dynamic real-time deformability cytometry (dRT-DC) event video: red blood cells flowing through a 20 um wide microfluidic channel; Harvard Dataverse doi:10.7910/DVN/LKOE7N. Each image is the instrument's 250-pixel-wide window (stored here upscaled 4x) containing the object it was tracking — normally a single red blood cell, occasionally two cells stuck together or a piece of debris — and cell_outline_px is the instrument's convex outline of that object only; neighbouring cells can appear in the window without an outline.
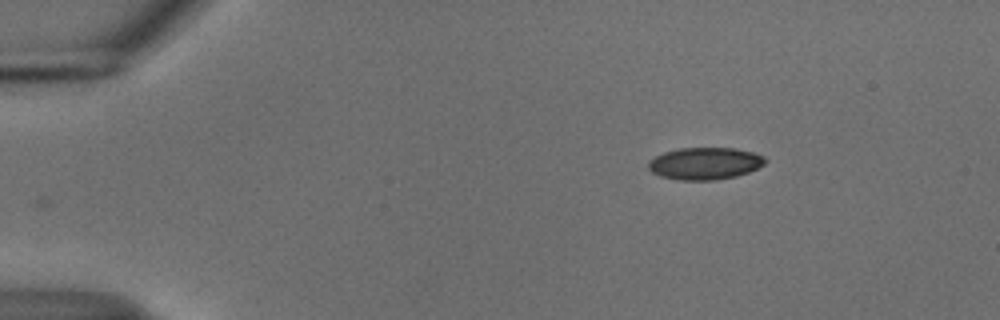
{"species": "common noctule bat (a hibernating species)", "species_latin": "Nyctalus noctula", "temperature_condition": "cold", "stored_images_in_passage": 47, "camera_frame_rate_fps": 3000, "um_per_image_px": 0.085, "animal": {"sex": "male", "body_mass_g": 18.8}, "frame": {"image": 1, "passage_image": 1, "time_ms": 0.0, "image_size_px": [1000, 320], "cell_outline_px": [[768, 160], [764, 164], [748, 172], [736, 176], [716, 180], [680, 180], [660, 176], [652, 172], [648, 168], [648, 160], [664, 152], [680, 148], [736, 148], [752, 152], [764, 156]], "centroid_in_image_um": [59.91, 13.89], "position_along_channel_um": 25.1, "area_um2": 21.91}}
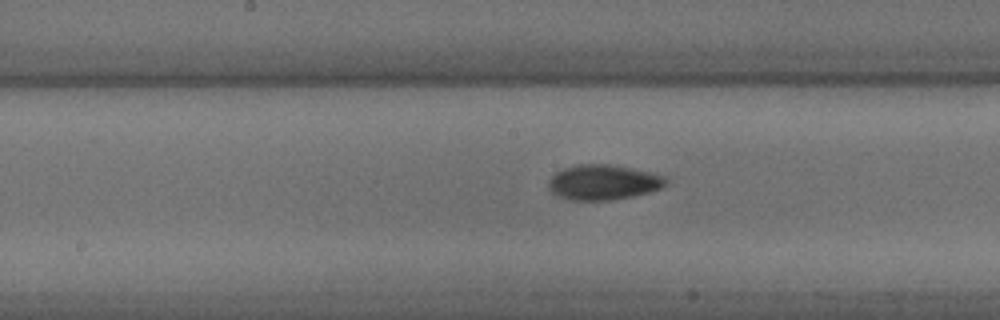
{"frame": {"image": 2, "passage_image": 21, "time_ms": 6.667, "image_size_px": [1000, 320], "cell_outline_px": [[668, 184], [660, 188], [648, 192], [632, 196], [612, 200], [572, 200], [560, 196], [552, 192], [548, 188], [548, 180], [556, 172], [564, 168], [576, 164], [608, 164], [668, 176]], "centroid_in_image_um": [51.28, 15.49], "position_along_channel_um": 196.9, "area_um2": 23.93}}
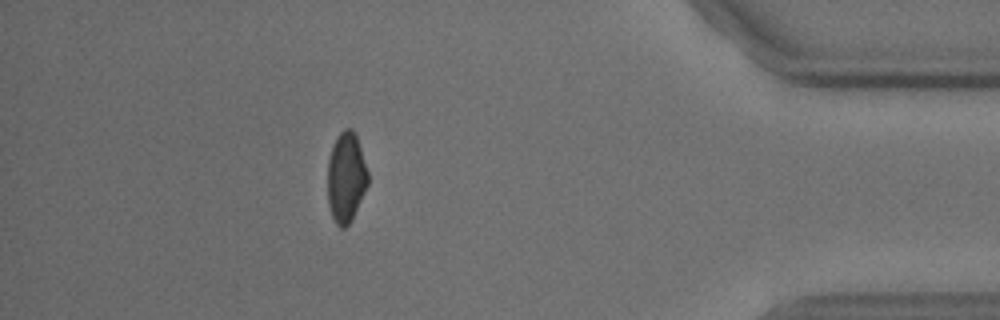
{"frame": {"image": 3, "passage_image": 41, "time_ms": 13.333, "image_size_px": [1000, 320], "cell_outline_px": [[368, 184], [352, 220], [344, 228], [340, 228], [336, 224], [332, 216], [328, 204], [328, 160], [332, 144], [336, 136], [344, 128], [352, 128], [356, 136], [368, 172]], "centroid_in_image_um": [29.4, 15.07], "position_along_channel_um": 405.8, "area_um2": 21.21}, "authors_computed_cell_mechanics": {"area_um2": 22.9466, "velocity_mm_per_s": 3.739, "shape_relaxation_time_tau1_ms": 3.8573, "shape_relaxation_time_tau2_ms": 9.5877, "deformation_change_tau1": 0.1006, "deformation_change_tau2": 0.1112}}